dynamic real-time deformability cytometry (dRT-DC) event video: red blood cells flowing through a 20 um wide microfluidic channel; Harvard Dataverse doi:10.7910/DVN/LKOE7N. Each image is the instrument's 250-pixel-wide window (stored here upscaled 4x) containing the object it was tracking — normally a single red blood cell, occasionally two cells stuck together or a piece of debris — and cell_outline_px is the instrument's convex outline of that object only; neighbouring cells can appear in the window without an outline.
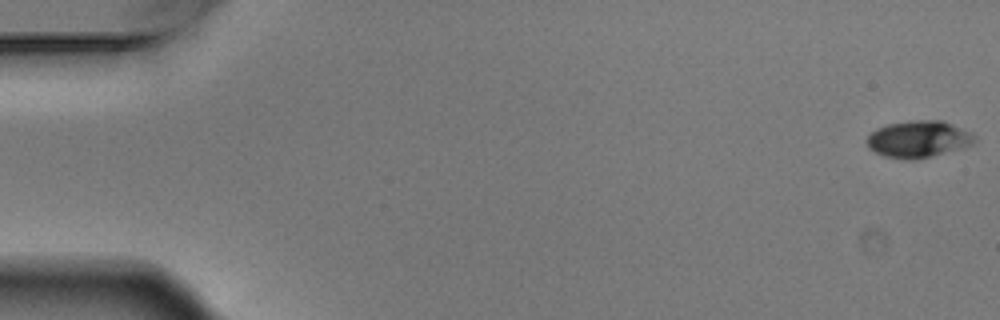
{"species": "Egyptian fruit bat (a non-hibernating species)", "species_latin": "Rousettus aegyptiacus", "temperature_condition": "warm", "stored_images_in_passage": 5, "camera_frame_rate_fps": 3000, "um_per_image_px": 0.085, "animal": {"sex": "male"}, "frame": {"image": 1, "passage_image": 1, "time_ms": 0.0, "image_size_px": [1000, 320], "cell_outline_px": [[976, 140], [972, 144], [928, 156], [912, 160], [908, 160], [884, 156], [868, 148], [868, 136], [876, 128], [888, 124], [908, 120], [944, 120], [972, 132], [976, 136]], "centroid_in_image_um": [78.06, 11.79], "position_along_channel_um": 6.9, "area_um2": 22.89}}
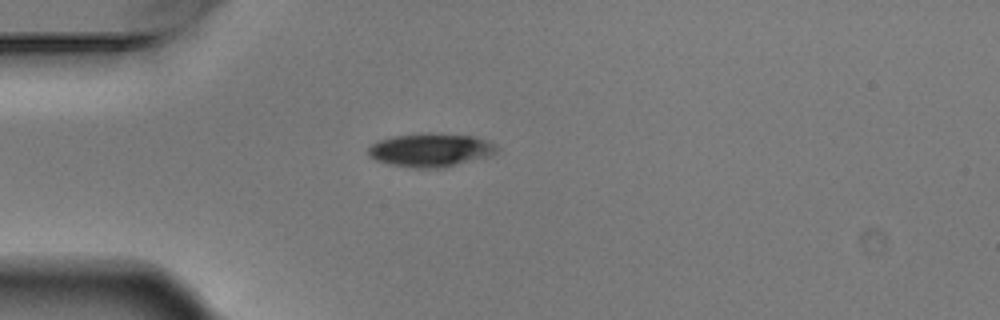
{"frame": {"image": 2, "passage_image": 5, "time_ms": 1.333, "image_size_px": [1000, 320], "cell_outline_px": [[496, 152], [488, 156], [444, 168], [412, 168], [388, 164], [376, 160], [368, 156], [368, 148], [372, 144], [380, 140], [396, 136], [428, 132], [476, 136], [488, 140], [496, 148]], "centroid_in_image_um": [36.58, 12.75], "position_along_channel_um": 48.4, "area_um2": 25.09}}